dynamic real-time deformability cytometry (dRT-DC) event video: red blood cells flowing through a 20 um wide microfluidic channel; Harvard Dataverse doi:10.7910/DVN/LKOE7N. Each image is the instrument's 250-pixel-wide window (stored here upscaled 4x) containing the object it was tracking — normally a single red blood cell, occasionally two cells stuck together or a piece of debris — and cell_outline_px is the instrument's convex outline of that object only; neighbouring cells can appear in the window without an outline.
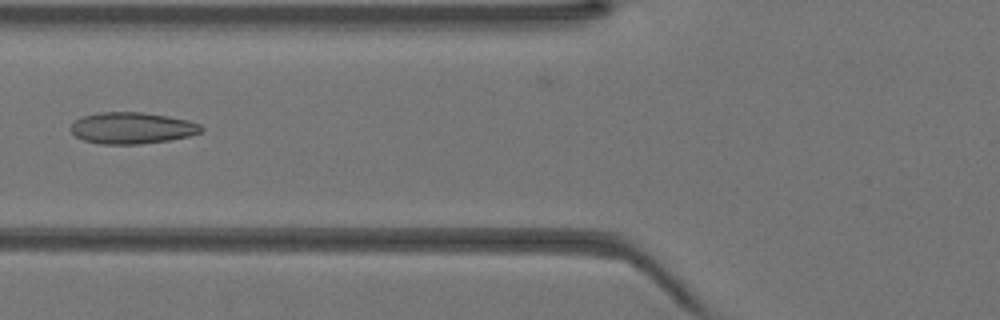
{"species": "Egyptian fruit bat (a non-hibernating species)", "species_latin": "Rousettus aegyptiacus", "temperature_condition": "warm", "stored_images_in_passage": 44, "camera_frame_rate_fps": 3000, "um_per_image_px": 0.085, "animal": {"sex": "female"}, "frame": {"image": 1, "passage_image": 18, "time_ms": 5.667, "image_size_px": [1000, 320], "cell_outline_px": [[204, 128], [200, 132], [188, 136], [168, 140], [140, 144], [100, 144], [84, 140], [76, 136], [72, 132], [72, 124], [76, 120], [84, 116], [100, 112], [140, 112], [168, 116], [188, 120], [200, 124]], "centroid_in_image_um": [11.24, 10.88], "position_along_channel_um": 114.6, "area_um2": 23.7}}
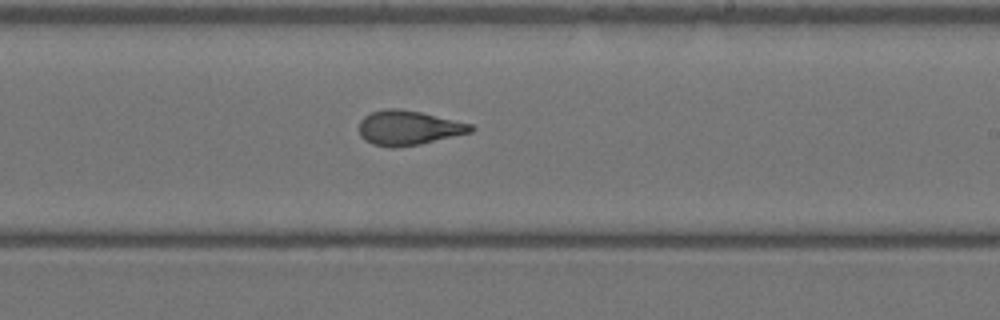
{"frame": {"image": 2, "passage_image": 27, "time_ms": 8.667, "image_size_px": [1000, 320], "cell_outline_px": [[476, 128], [472, 132], [420, 144], [396, 148], [392, 148], [372, 144], [364, 140], [360, 136], [360, 120], [364, 116], [372, 112], [384, 108], [400, 108], [420, 112], [472, 124]], "centroid_in_image_um": [34.71, 10.87], "position_along_channel_um": 254.3, "area_um2": 22.6}}
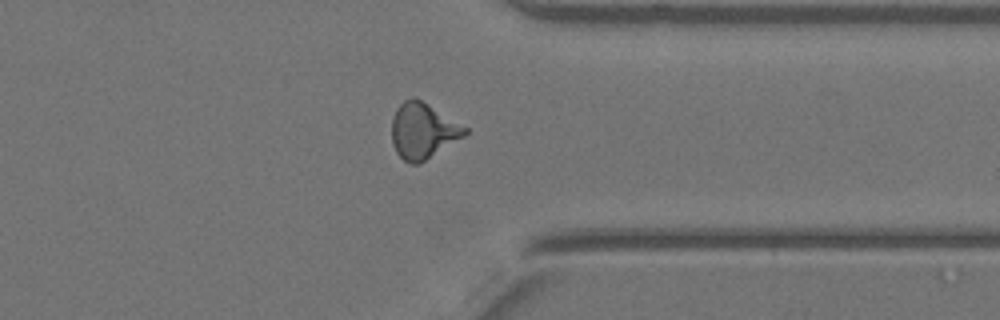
{"frame": {"image": 3, "passage_image": 35, "time_ms": 11.333, "image_size_px": [1000, 320], "cell_outline_px": [[468, 132], [464, 136], [420, 164], [412, 164], [404, 160], [396, 152], [392, 144], [392, 116], [396, 108], [404, 100], [420, 100], [428, 104], [468, 128]], "centroid_in_image_um": [35.94, 11.15], "position_along_channel_um": 375.5, "area_um2": 23.47}}